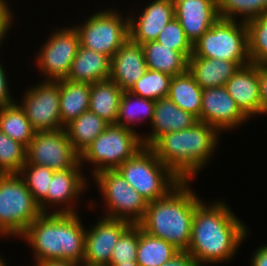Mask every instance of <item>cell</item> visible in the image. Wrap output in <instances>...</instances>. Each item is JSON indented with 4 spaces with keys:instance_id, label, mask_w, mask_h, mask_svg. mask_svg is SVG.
<instances>
[{
    "instance_id": "6da1fadb",
    "label": "cell",
    "mask_w": 267,
    "mask_h": 266,
    "mask_svg": "<svg viewBox=\"0 0 267 266\" xmlns=\"http://www.w3.org/2000/svg\"><path fill=\"white\" fill-rule=\"evenodd\" d=\"M195 208L190 244L186 250L200 266L226 263L247 238L248 228L223 200Z\"/></svg>"
},
{
    "instance_id": "7a4b0ae2",
    "label": "cell",
    "mask_w": 267,
    "mask_h": 266,
    "mask_svg": "<svg viewBox=\"0 0 267 266\" xmlns=\"http://www.w3.org/2000/svg\"><path fill=\"white\" fill-rule=\"evenodd\" d=\"M219 136L213 126L198 121L192 127L161 135L149 148L180 180L192 181L210 162Z\"/></svg>"
},
{
    "instance_id": "3957f363",
    "label": "cell",
    "mask_w": 267,
    "mask_h": 266,
    "mask_svg": "<svg viewBox=\"0 0 267 266\" xmlns=\"http://www.w3.org/2000/svg\"><path fill=\"white\" fill-rule=\"evenodd\" d=\"M84 227L78 213H42L20 238L32 247L35 263L62 259L82 264Z\"/></svg>"
},
{
    "instance_id": "277c9868",
    "label": "cell",
    "mask_w": 267,
    "mask_h": 266,
    "mask_svg": "<svg viewBox=\"0 0 267 266\" xmlns=\"http://www.w3.org/2000/svg\"><path fill=\"white\" fill-rule=\"evenodd\" d=\"M193 192L190 181H181L165 197L148 202L145 215L138 223L146 233L164 239L179 251L190 244L196 206L202 201Z\"/></svg>"
},
{
    "instance_id": "5b68a950",
    "label": "cell",
    "mask_w": 267,
    "mask_h": 266,
    "mask_svg": "<svg viewBox=\"0 0 267 266\" xmlns=\"http://www.w3.org/2000/svg\"><path fill=\"white\" fill-rule=\"evenodd\" d=\"M116 171L147 202L165 197L182 181L157 158L149 147L141 148Z\"/></svg>"
},
{
    "instance_id": "8992f818",
    "label": "cell",
    "mask_w": 267,
    "mask_h": 266,
    "mask_svg": "<svg viewBox=\"0 0 267 266\" xmlns=\"http://www.w3.org/2000/svg\"><path fill=\"white\" fill-rule=\"evenodd\" d=\"M42 213L19 174H0V237L20 238Z\"/></svg>"
},
{
    "instance_id": "52a82bcc",
    "label": "cell",
    "mask_w": 267,
    "mask_h": 266,
    "mask_svg": "<svg viewBox=\"0 0 267 266\" xmlns=\"http://www.w3.org/2000/svg\"><path fill=\"white\" fill-rule=\"evenodd\" d=\"M143 147L141 134L136 130L109 124L80 155V164L91 163L94 176L104 170H116Z\"/></svg>"
},
{
    "instance_id": "ba28073f",
    "label": "cell",
    "mask_w": 267,
    "mask_h": 266,
    "mask_svg": "<svg viewBox=\"0 0 267 266\" xmlns=\"http://www.w3.org/2000/svg\"><path fill=\"white\" fill-rule=\"evenodd\" d=\"M192 55L235 62L239 67L251 63L246 23L219 18L193 44Z\"/></svg>"
},
{
    "instance_id": "9c48e42d",
    "label": "cell",
    "mask_w": 267,
    "mask_h": 266,
    "mask_svg": "<svg viewBox=\"0 0 267 266\" xmlns=\"http://www.w3.org/2000/svg\"><path fill=\"white\" fill-rule=\"evenodd\" d=\"M74 25L80 38V46L112 58L115 52L129 39L128 16L124 19L116 9L98 11Z\"/></svg>"
},
{
    "instance_id": "30bf717a",
    "label": "cell",
    "mask_w": 267,
    "mask_h": 266,
    "mask_svg": "<svg viewBox=\"0 0 267 266\" xmlns=\"http://www.w3.org/2000/svg\"><path fill=\"white\" fill-rule=\"evenodd\" d=\"M93 177L107 208L104 217L126 220L132 224H138L143 219L148 202L121 174L116 170H104Z\"/></svg>"
},
{
    "instance_id": "8fae6325",
    "label": "cell",
    "mask_w": 267,
    "mask_h": 266,
    "mask_svg": "<svg viewBox=\"0 0 267 266\" xmlns=\"http://www.w3.org/2000/svg\"><path fill=\"white\" fill-rule=\"evenodd\" d=\"M72 26L53 31L38 51L35 63L45 81L63 80L68 76L80 46L78 32Z\"/></svg>"
},
{
    "instance_id": "7c38bea8",
    "label": "cell",
    "mask_w": 267,
    "mask_h": 266,
    "mask_svg": "<svg viewBox=\"0 0 267 266\" xmlns=\"http://www.w3.org/2000/svg\"><path fill=\"white\" fill-rule=\"evenodd\" d=\"M80 155L74 150L65 129L35 132L26 149V163L58 170L74 168Z\"/></svg>"
},
{
    "instance_id": "4fadbf2b",
    "label": "cell",
    "mask_w": 267,
    "mask_h": 266,
    "mask_svg": "<svg viewBox=\"0 0 267 266\" xmlns=\"http://www.w3.org/2000/svg\"><path fill=\"white\" fill-rule=\"evenodd\" d=\"M20 106L36 132L63 129L60 120L59 81H45L27 88Z\"/></svg>"
},
{
    "instance_id": "5bb4252c",
    "label": "cell",
    "mask_w": 267,
    "mask_h": 266,
    "mask_svg": "<svg viewBox=\"0 0 267 266\" xmlns=\"http://www.w3.org/2000/svg\"><path fill=\"white\" fill-rule=\"evenodd\" d=\"M131 225L126 220L103 215L90 229H86L82 265L109 266L112 250Z\"/></svg>"
},
{
    "instance_id": "9a60e30c",
    "label": "cell",
    "mask_w": 267,
    "mask_h": 266,
    "mask_svg": "<svg viewBox=\"0 0 267 266\" xmlns=\"http://www.w3.org/2000/svg\"><path fill=\"white\" fill-rule=\"evenodd\" d=\"M81 166L79 162L74 168L54 171L47 197L39 204L43 213H51L54 206L61 208L55 207L52 213H78L74 204L88 184Z\"/></svg>"
},
{
    "instance_id": "2e32d148",
    "label": "cell",
    "mask_w": 267,
    "mask_h": 266,
    "mask_svg": "<svg viewBox=\"0 0 267 266\" xmlns=\"http://www.w3.org/2000/svg\"><path fill=\"white\" fill-rule=\"evenodd\" d=\"M250 120L237 106L225 86L203 90L200 121L213 126L220 134L239 128Z\"/></svg>"
},
{
    "instance_id": "e0dca14e",
    "label": "cell",
    "mask_w": 267,
    "mask_h": 266,
    "mask_svg": "<svg viewBox=\"0 0 267 266\" xmlns=\"http://www.w3.org/2000/svg\"><path fill=\"white\" fill-rule=\"evenodd\" d=\"M145 6L137 16L128 15L129 39L140 45L155 41L175 17L173 0H153Z\"/></svg>"
},
{
    "instance_id": "ac0fdd59",
    "label": "cell",
    "mask_w": 267,
    "mask_h": 266,
    "mask_svg": "<svg viewBox=\"0 0 267 266\" xmlns=\"http://www.w3.org/2000/svg\"><path fill=\"white\" fill-rule=\"evenodd\" d=\"M174 16L193 45L220 18L216 0H173Z\"/></svg>"
},
{
    "instance_id": "d6986e66",
    "label": "cell",
    "mask_w": 267,
    "mask_h": 266,
    "mask_svg": "<svg viewBox=\"0 0 267 266\" xmlns=\"http://www.w3.org/2000/svg\"><path fill=\"white\" fill-rule=\"evenodd\" d=\"M240 110L250 119L261 115L259 64L239 67L225 85Z\"/></svg>"
},
{
    "instance_id": "ffe728a7",
    "label": "cell",
    "mask_w": 267,
    "mask_h": 266,
    "mask_svg": "<svg viewBox=\"0 0 267 266\" xmlns=\"http://www.w3.org/2000/svg\"><path fill=\"white\" fill-rule=\"evenodd\" d=\"M147 70L142 46L128 39L111 58L109 79L129 91Z\"/></svg>"
},
{
    "instance_id": "44dd1931",
    "label": "cell",
    "mask_w": 267,
    "mask_h": 266,
    "mask_svg": "<svg viewBox=\"0 0 267 266\" xmlns=\"http://www.w3.org/2000/svg\"><path fill=\"white\" fill-rule=\"evenodd\" d=\"M197 122L196 116L179 108L168 97L160 98L155 101L154 115L150 124L152 131L147 136L141 135L143 146L149 147L161 135L184 130Z\"/></svg>"
},
{
    "instance_id": "7402d4cb",
    "label": "cell",
    "mask_w": 267,
    "mask_h": 266,
    "mask_svg": "<svg viewBox=\"0 0 267 266\" xmlns=\"http://www.w3.org/2000/svg\"><path fill=\"white\" fill-rule=\"evenodd\" d=\"M110 72V57L79 46L66 79L92 84L109 79Z\"/></svg>"
},
{
    "instance_id": "603a6c76",
    "label": "cell",
    "mask_w": 267,
    "mask_h": 266,
    "mask_svg": "<svg viewBox=\"0 0 267 266\" xmlns=\"http://www.w3.org/2000/svg\"><path fill=\"white\" fill-rule=\"evenodd\" d=\"M238 68L235 62L191 55L188 59L187 70L204 90L225 86Z\"/></svg>"
},
{
    "instance_id": "cb8c5ba5",
    "label": "cell",
    "mask_w": 267,
    "mask_h": 266,
    "mask_svg": "<svg viewBox=\"0 0 267 266\" xmlns=\"http://www.w3.org/2000/svg\"><path fill=\"white\" fill-rule=\"evenodd\" d=\"M59 81L60 120L64 128L89 110L90 84L73 82L68 79Z\"/></svg>"
},
{
    "instance_id": "d4e9b609",
    "label": "cell",
    "mask_w": 267,
    "mask_h": 266,
    "mask_svg": "<svg viewBox=\"0 0 267 266\" xmlns=\"http://www.w3.org/2000/svg\"><path fill=\"white\" fill-rule=\"evenodd\" d=\"M123 92L110 79L90 84L89 111L97 114L108 124H116Z\"/></svg>"
},
{
    "instance_id": "484cf974",
    "label": "cell",
    "mask_w": 267,
    "mask_h": 266,
    "mask_svg": "<svg viewBox=\"0 0 267 266\" xmlns=\"http://www.w3.org/2000/svg\"><path fill=\"white\" fill-rule=\"evenodd\" d=\"M148 69L156 70L170 76L183 74L188 68V59L181 53L157 41L141 45Z\"/></svg>"
},
{
    "instance_id": "4316f807",
    "label": "cell",
    "mask_w": 267,
    "mask_h": 266,
    "mask_svg": "<svg viewBox=\"0 0 267 266\" xmlns=\"http://www.w3.org/2000/svg\"><path fill=\"white\" fill-rule=\"evenodd\" d=\"M203 89L195 81L188 70L172 77L168 98L179 108L198 118L202 107Z\"/></svg>"
},
{
    "instance_id": "83f0119b",
    "label": "cell",
    "mask_w": 267,
    "mask_h": 266,
    "mask_svg": "<svg viewBox=\"0 0 267 266\" xmlns=\"http://www.w3.org/2000/svg\"><path fill=\"white\" fill-rule=\"evenodd\" d=\"M109 124L91 111L83 112L64 127L74 150L81 155Z\"/></svg>"
},
{
    "instance_id": "f1b7e54d",
    "label": "cell",
    "mask_w": 267,
    "mask_h": 266,
    "mask_svg": "<svg viewBox=\"0 0 267 266\" xmlns=\"http://www.w3.org/2000/svg\"><path fill=\"white\" fill-rule=\"evenodd\" d=\"M180 251L164 239L152 236L138 225V248L136 262L139 266H160Z\"/></svg>"
},
{
    "instance_id": "f546056e",
    "label": "cell",
    "mask_w": 267,
    "mask_h": 266,
    "mask_svg": "<svg viewBox=\"0 0 267 266\" xmlns=\"http://www.w3.org/2000/svg\"><path fill=\"white\" fill-rule=\"evenodd\" d=\"M0 130L26 148L36 132L16 101L0 108Z\"/></svg>"
},
{
    "instance_id": "4dcf8cb0",
    "label": "cell",
    "mask_w": 267,
    "mask_h": 266,
    "mask_svg": "<svg viewBox=\"0 0 267 266\" xmlns=\"http://www.w3.org/2000/svg\"><path fill=\"white\" fill-rule=\"evenodd\" d=\"M154 108L155 101L124 91L119 104L116 125L135 130L133 125L141 124L147 119L151 123Z\"/></svg>"
},
{
    "instance_id": "1f68e13d",
    "label": "cell",
    "mask_w": 267,
    "mask_h": 266,
    "mask_svg": "<svg viewBox=\"0 0 267 266\" xmlns=\"http://www.w3.org/2000/svg\"><path fill=\"white\" fill-rule=\"evenodd\" d=\"M220 18L247 23L267 11V0H216Z\"/></svg>"
},
{
    "instance_id": "d6a6232c",
    "label": "cell",
    "mask_w": 267,
    "mask_h": 266,
    "mask_svg": "<svg viewBox=\"0 0 267 266\" xmlns=\"http://www.w3.org/2000/svg\"><path fill=\"white\" fill-rule=\"evenodd\" d=\"M172 76L148 69L130 88L129 92L145 99L156 101L168 97Z\"/></svg>"
},
{
    "instance_id": "836d02e7",
    "label": "cell",
    "mask_w": 267,
    "mask_h": 266,
    "mask_svg": "<svg viewBox=\"0 0 267 266\" xmlns=\"http://www.w3.org/2000/svg\"><path fill=\"white\" fill-rule=\"evenodd\" d=\"M251 63L267 64V11L246 23Z\"/></svg>"
},
{
    "instance_id": "e575fe53",
    "label": "cell",
    "mask_w": 267,
    "mask_h": 266,
    "mask_svg": "<svg viewBox=\"0 0 267 266\" xmlns=\"http://www.w3.org/2000/svg\"><path fill=\"white\" fill-rule=\"evenodd\" d=\"M26 149L0 130V174H18L26 163Z\"/></svg>"
},
{
    "instance_id": "d590c367",
    "label": "cell",
    "mask_w": 267,
    "mask_h": 266,
    "mask_svg": "<svg viewBox=\"0 0 267 266\" xmlns=\"http://www.w3.org/2000/svg\"><path fill=\"white\" fill-rule=\"evenodd\" d=\"M18 174L32 193L34 200L40 204L47 197L54 170L43 165L25 163Z\"/></svg>"
},
{
    "instance_id": "8d00e7d4",
    "label": "cell",
    "mask_w": 267,
    "mask_h": 266,
    "mask_svg": "<svg viewBox=\"0 0 267 266\" xmlns=\"http://www.w3.org/2000/svg\"><path fill=\"white\" fill-rule=\"evenodd\" d=\"M155 41L181 52L187 59L193 53V45L187 39L183 28L175 17L164 27Z\"/></svg>"
},
{
    "instance_id": "74e56055",
    "label": "cell",
    "mask_w": 267,
    "mask_h": 266,
    "mask_svg": "<svg viewBox=\"0 0 267 266\" xmlns=\"http://www.w3.org/2000/svg\"><path fill=\"white\" fill-rule=\"evenodd\" d=\"M138 224H132L119 238L110 257V264L136 262Z\"/></svg>"
},
{
    "instance_id": "f35d334b",
    "label": "cell",
    "mask_w": 267,
    "mask_h": 266,
    "mask_svg": "<svg viewBox=\"0 0 267 266\" xmlns=\"http://www.w3.org/2000/svg\"><path fill=\"white\" fill-rule=\"evenodd\" d=\"M7 0H0V47L4 42V37H6L8 30L12 27L13 23V12L10 6H8Z\"/></svg>"
},
{
    "instance_id": "ab89813d",
    "label": "cell",
    "mask_w": 267,
    "mask_h": 266,
    "mask_svg": "<svg viewBox=\"0 0 267 266\" xmlns=\"http://www.w3.org/2000/svg\"><path fill=\"white\" fill-rule=\"evenodd\" d=\"M259 93L261 115L267 114V64H259Z\"/></svg>"
},
{
    "instance_id": "60d3db41",
    "label": "cell",
    "mask_w": 267,
    "mask_h": 266,
    "mask_svg": "<svg viewBox=\"0 0 267 266\" xmlns=\"http://www.w3.org/2000/svg\"><path fill=\"white\" fill-rule=\"evenodd\" d=\"M6 76L7 73L4 71V66H2L0 60V108L15 102V99L11 96L10 90L8 89V80Z\"/></svg>"
},
{
    "instance_id": "b9f144b4",
    "label": "cell",
    "mask_w": 267,
    "mask_h": 266,
    "mask_svg": "<svg viewBox=\"0 0 267 266\" xmlns=\"http://www.w3.org/2000/svg\"><path fill=\"white\" fill-rule=\"evenodd\" d=\"M160 266H200L198 262L186 251H180L171 260Z\"/></svg>"
},
{
    "instance_id": "7bdbcfd3",
    "label": "cell",
    "mask_w": 267,
    "mask_h": 266,
    "mask_svg": "<svg viewBox=\"0 0 267 266\" xmlns=\"http://www.w3.org/2000/svg\"><path fill=\"white\" fill-rule=\"evenodd\" d=\"M250 262L251 266H267V244L257 247Z\"/></svg>"
},
{
    "instance_id": "ee69618b",
    "label": "cell",
    "mask_w": 267,
    "mask_h": 266,
    "mask_svg": "<svg viewBox=\"0 0 267 266\" xmlns=\"http://www.w3.org/2000/svg\"><path fill=\"white\" fill-rule=\"evenodd\" d=\"M34 264L35 266H81L78 262L62 259L40 261Z\"/></svg>"
},
{
    "instance_id": "f6af8a7d",
    "label": "cell",
    "mask_w": 267,
    "mask_h": 266,
    "mask_svg": "<svg viewBox=\"0 0 267 266\" xmlns=\"http://www.w3.org/2000/svg\"><path fill=\"white\" fill-rule=\"evenodd\" d=\"M109 266H139V264L137 262H123L119 264H110Z\"/></svg>"
},
{
    "instance_id": "bcb514c9",
    "label": "cell",
    "mask_w": 267,
    "mask_h": 266,
    "mask_svg": "<svg viewBox=\"0 0 267 266\" xmlns=\"http://www.w3.org/2000/svg\"><path fill=\"white\" fill-rule=\"evenodd\" d=\"M2 258H3V256L0 255V266H7L6 265L7 263L5 262L6 260L2 259Z\"/></svg>"
}]
</instances>
